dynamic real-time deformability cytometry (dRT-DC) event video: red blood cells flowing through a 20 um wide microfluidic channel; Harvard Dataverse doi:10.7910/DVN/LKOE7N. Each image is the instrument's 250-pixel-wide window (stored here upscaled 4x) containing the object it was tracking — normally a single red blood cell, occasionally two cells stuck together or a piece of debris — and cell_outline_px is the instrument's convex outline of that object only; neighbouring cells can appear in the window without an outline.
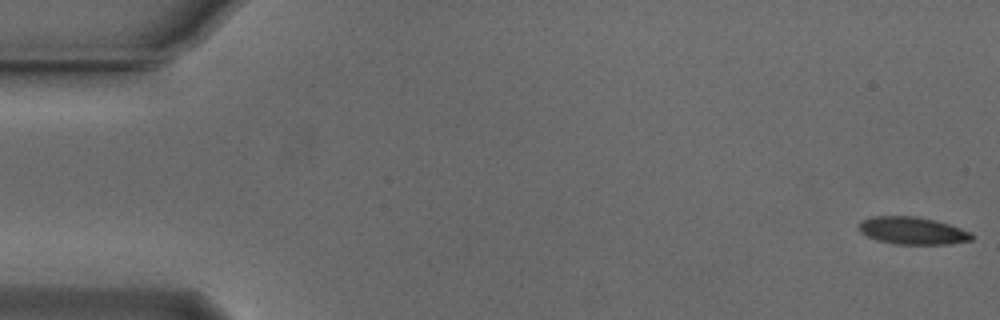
{"species": "Egyptian fruit bat (a non-hibernating species)", "species_latin": "Rousettus aegyptiacus", "temperature_condition": "cold", "stored_images_in_passage": 17, "camera_frame_rate_fps": 3000, "um_per_image_px": 0.085, "animal": {"sex": "male"}, "frame": {"image": 1, "passage_image": 1, "time_ms": 0.0, "image_size_px": [1000, 320], "cell_outline_px": [[972, 240], [948, 244], [896, 244], [876, 240], [860, 232], [856, 224], [860, 220], [872, 216], [916, 216], [936, 220], [972, 232]], "centroid_in_image_um": [77.51, 19.6], "position_along_channel_um": 7.5, "area_um2": 18.21}}